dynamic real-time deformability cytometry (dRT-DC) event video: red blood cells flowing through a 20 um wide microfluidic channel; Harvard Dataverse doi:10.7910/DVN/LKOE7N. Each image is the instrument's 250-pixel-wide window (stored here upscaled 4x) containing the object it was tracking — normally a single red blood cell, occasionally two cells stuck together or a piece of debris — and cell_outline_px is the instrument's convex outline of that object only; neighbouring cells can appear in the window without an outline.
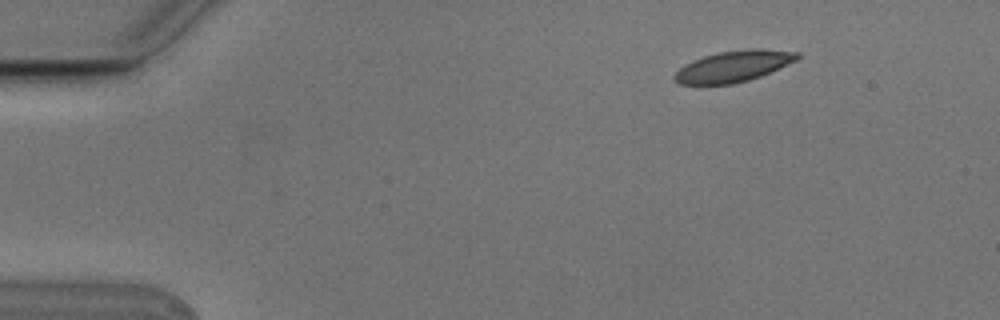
{"species": "Egyptian fruit bat (a non-hibernating species)", "species_latin": "Rousettus aegyptiacus", "temperature_condition": "cold", "stored_images_in_passage": 3, "camera_frame_rate_fps": 3000, "um_per_image_px": 0.085, "animal": {"sex": "male"}, "frame": {"image": 1, "passage_image": 1, "time_ms": 0.0, "image_size_px": [1000, 320], "cell_outline_px": [[800, 56], [796, 60], [760, 76], [748, 80], [732, 84], [680, 84], [672, 80], [672, 76], [680, 68], [704, 56], [720, 52], [752, 48], [760, 48], [800, 52]], "centroid_in_image_um": [62.35, 5.63], "position_along_channel_um": 22.6, "area_um2": 21.96}}